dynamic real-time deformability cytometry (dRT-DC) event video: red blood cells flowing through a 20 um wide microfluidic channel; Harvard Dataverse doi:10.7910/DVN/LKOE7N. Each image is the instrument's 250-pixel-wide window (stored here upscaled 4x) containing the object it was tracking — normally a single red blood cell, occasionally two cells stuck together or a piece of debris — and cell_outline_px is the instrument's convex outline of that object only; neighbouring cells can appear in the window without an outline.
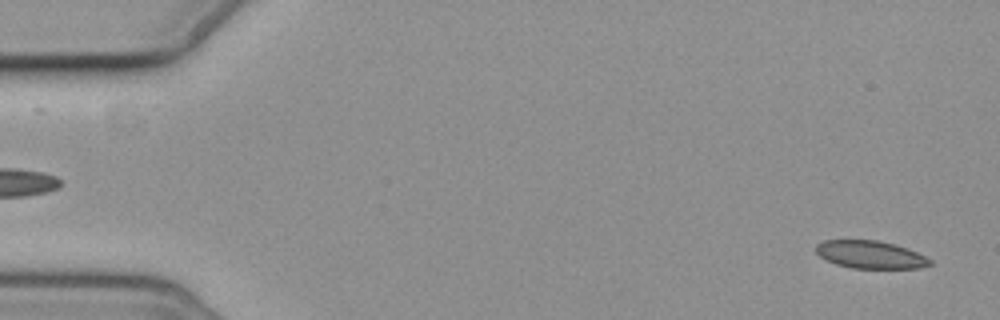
{"species": "common noctule bat (a hibernating species)", "species_latin": "Nyctalus noctula", "temperature_condition": "cold", "stored_images_in_passage": 4, "segment_of_instrument_passage": [2, 2], "camera_frame_rate_fps": 3000, "um_per_image_px": 0.085, "animal": {"sex": "female", "body_mass_g": 19.3, "forearm_length_mm": 54.1}, "frame": {"image": 1, "passage_image": 4, "time_ms": 3.667, "image_size_px": [1000, 320], "cell_outline_px": [[932, 264], [920, 268], [852, 268], [836, 264], [820, 256], [816, 252], [816, 244], [824, 240], [876, 240], [908, 248], [932, 260]], "centroid_in_image_um": [73.98, 21.64], "position_along_channel_um": 11.0, "area_um2": 18.26}}